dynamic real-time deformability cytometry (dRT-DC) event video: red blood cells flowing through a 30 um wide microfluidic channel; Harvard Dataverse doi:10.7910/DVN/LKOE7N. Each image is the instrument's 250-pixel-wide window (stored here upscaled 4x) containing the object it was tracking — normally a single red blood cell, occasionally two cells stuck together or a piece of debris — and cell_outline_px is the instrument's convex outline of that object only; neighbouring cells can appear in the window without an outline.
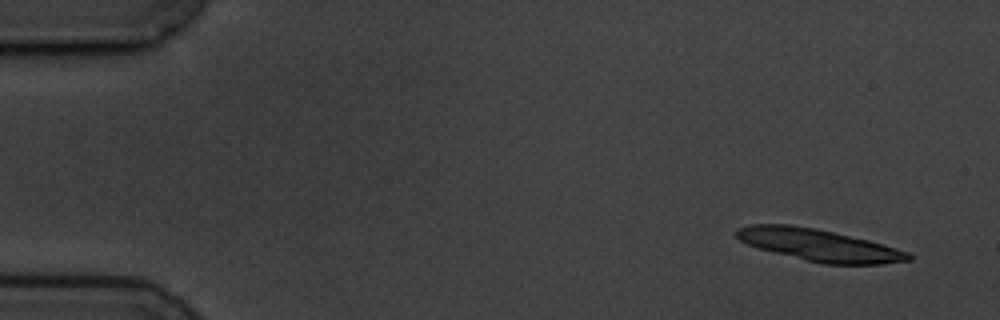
{"species": "common noctule bat (a hibernating species)", "species_latin": "Nyctalus noctula", "temperature_condition": "cold", "stored_images_in_passage": 6, "camera_frame_rate_fps": 3000, "um_per_image_px": 0.085, "animal": {"sex": "male", "body_mass_g": 19.5, "forearm_length_mm": 54.6}, "frame": {"image": 1, "passage_image": 1, "time_ms": 0.0, "image_size_px": [1000, 320], "cell_outline_px": [[912, 260], [880, 264], [824, 264], [756, 248], [740, 240], [732, 232], [736, 228], [748, 224], [788, 224], [816, 228], [868, 240], [896, 248], [908, 252], [912, 256]], "centroid_in_image_um": [69.56, 20.82], "position_along_channel_um": 15.4, "area_um2": 32.02}}
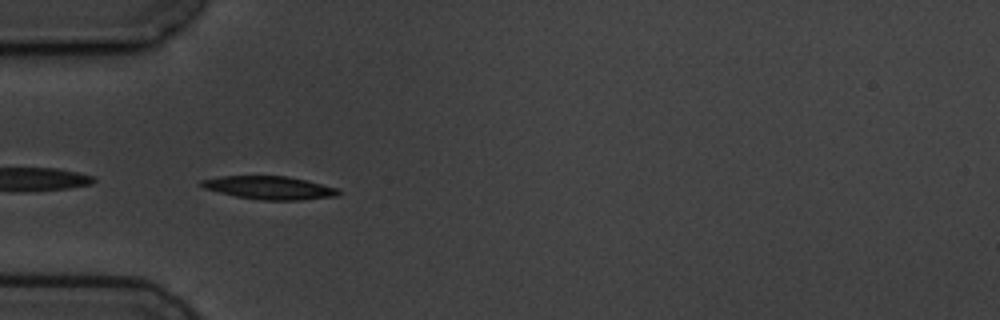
{"frame": {"image": 2, "passage_image": 5, "time_ms": 4.667, "image_size_px": [1000, 320], "cell_outline_px": [[340, 192], [336, 196], [300, 200], [264, 200], [236, 196], [204, 188], [196, 184], [200, 180], [220, 176], [288, 176], [308, 180], [336, 188]], "centroid_in_image_um": [22.86, 15.95], "position_along_channel_um": 62.1, "area_um2": 18.44}}